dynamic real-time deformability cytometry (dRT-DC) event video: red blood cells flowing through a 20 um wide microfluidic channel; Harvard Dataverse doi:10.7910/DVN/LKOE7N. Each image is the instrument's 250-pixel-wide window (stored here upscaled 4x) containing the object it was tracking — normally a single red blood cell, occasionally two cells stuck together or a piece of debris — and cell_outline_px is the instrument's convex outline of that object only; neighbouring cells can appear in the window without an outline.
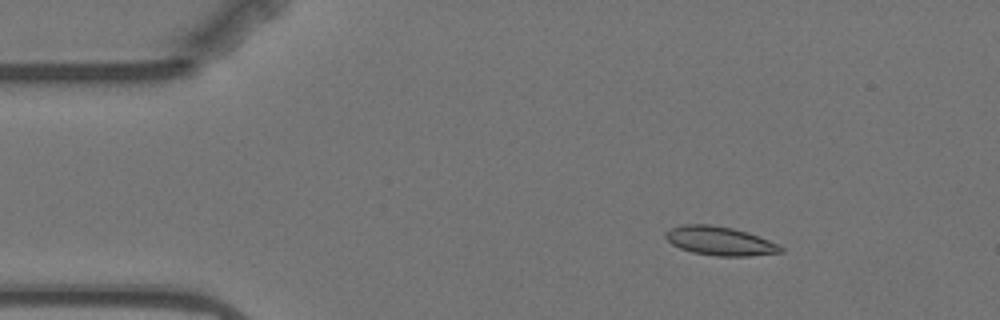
{"species": "Egyptian fruit bat (a non-hibernating species)", "species_latin": "Rousettus aegyptiacus", "temperature_condition": "warm", "stored_images_in_passage": 4, "camera_frame_rate_fps": 3000, "um_per_image_px": 0.085, "animal": {"sex": "female"}, "frame": {"image": 1, "passage_image": 2, "time_ms": 1.667, "image_size_px": [1000, 320], "cell_outline_px": [[784, 252], [748, 256], [716, 256], [692, 252], [680, 248], [672, 244], [664, 236], [664, 232], [672, 228], [684, 224], [708, 224], [732, 228], [748, 232], [780, 244], [784, 248]], "centroid_in_image_um": [61.22, 20.48], "position_along_channel_um": 23.8, "area_um2": 19.42}}
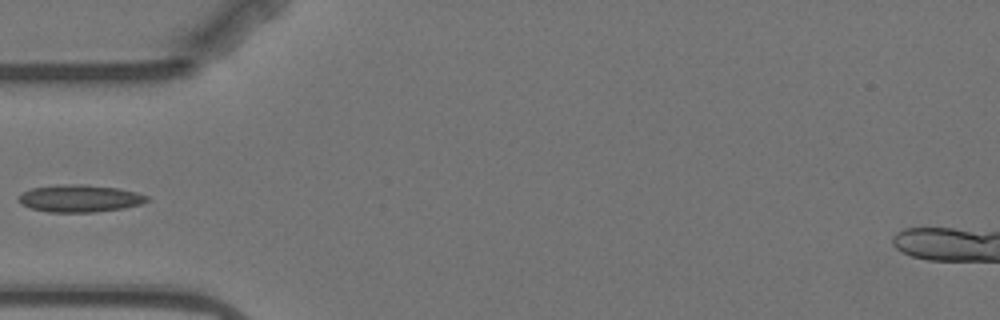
{"frame": {"image": 2, "passage_image": 4, "time_ms": 5.0, "image_size_px": [1000, 320], "cell_outline_px": [[148, 200], [140, 204], [124, 208], [92, 212], [48, 212], [28, 208], [20, 204], [16, 200], [16, 196], [32, 188], [64, 184], [80, 184], [120, 188], [136, 192], [148, 196]], "centroid_in_image_um": [6.72, 16.87], "position_along_channel_um": 78.3, "area_um2": 20.52}}